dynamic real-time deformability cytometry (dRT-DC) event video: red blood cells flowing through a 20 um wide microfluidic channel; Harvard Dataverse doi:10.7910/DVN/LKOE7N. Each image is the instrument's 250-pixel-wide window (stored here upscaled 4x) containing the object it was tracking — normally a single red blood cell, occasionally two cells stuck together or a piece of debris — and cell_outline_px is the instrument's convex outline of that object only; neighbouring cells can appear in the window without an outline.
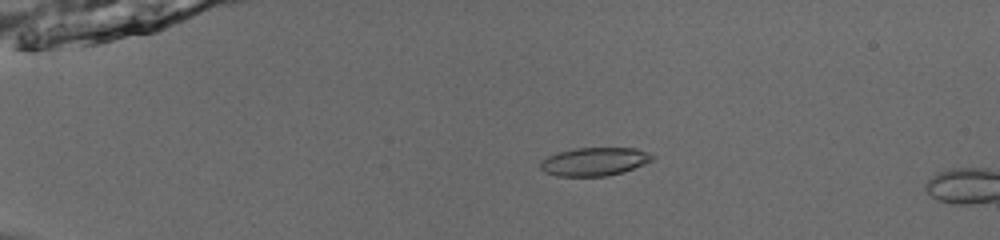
{"species": "common noctule bat (a hibernating species)", "species_latin": "Nyctalus noctula", "temperature_condition": "room temperature", "stored_images_in_passage": 6, "camera_frame_rate_fps": 3000, "um_per_image_px": 0.085, "animal": {"sex": "male", "body_mass_g": 13.0, "forearm_length_mm": 53.1}, "frame": {"image": 1, "passage_image": 3, "time_ms": 0.667, "image_size_px": [1000, 240], "cell_outline_px": [[656, 156], [652, 160], [644, 164], [624, 172], [604, 176], [556, 176], [544, 172], [540, 168], [540, 160], [556, 152], [576, 148], [636, 148], [648, 152]], "centroid_in_image_um": [50.51, 13.73], "position_along_channel_um": 34.5, "area_um2": 18.61}}